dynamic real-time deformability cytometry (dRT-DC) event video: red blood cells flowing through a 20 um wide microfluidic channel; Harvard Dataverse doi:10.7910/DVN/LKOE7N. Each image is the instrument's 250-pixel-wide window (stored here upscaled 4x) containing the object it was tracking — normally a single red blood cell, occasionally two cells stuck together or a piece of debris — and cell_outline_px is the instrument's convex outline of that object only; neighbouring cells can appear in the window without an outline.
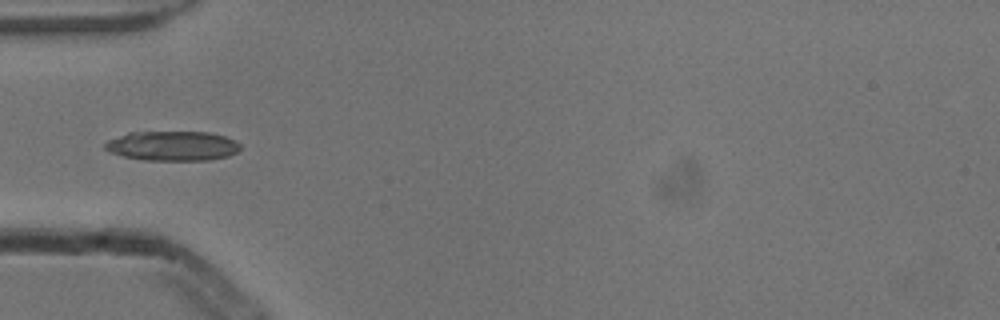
{"species": "common noctule bat (a hibernating species)", "species_latin": "Nyctalus noctula", "temperature_condition": "cold", "stored_images_in_passage": 3, "camera_frame_rate_fps": 3000, "um_per_image_px": 0.085, "animal": {"sex": "male", "body_mass_g": 13.3}, "frame": {"image": 1, "passage_image": 3, "time_ms": 0.667, "image_size_px": [1000, 320], "cell_outline_px": [[240, 148], [236, 152], [228, 156], [208, 160], [144, 160], [124, 156], [108, 152], [104, 148], [104, 144], [108, 140], [128, 132], [208, 132], [224, 136], [240, 144]], "centroid_in_image_um": [14.62, 12.4], "position_along_channel_um": 70.4, "area_um2": 23.29}}